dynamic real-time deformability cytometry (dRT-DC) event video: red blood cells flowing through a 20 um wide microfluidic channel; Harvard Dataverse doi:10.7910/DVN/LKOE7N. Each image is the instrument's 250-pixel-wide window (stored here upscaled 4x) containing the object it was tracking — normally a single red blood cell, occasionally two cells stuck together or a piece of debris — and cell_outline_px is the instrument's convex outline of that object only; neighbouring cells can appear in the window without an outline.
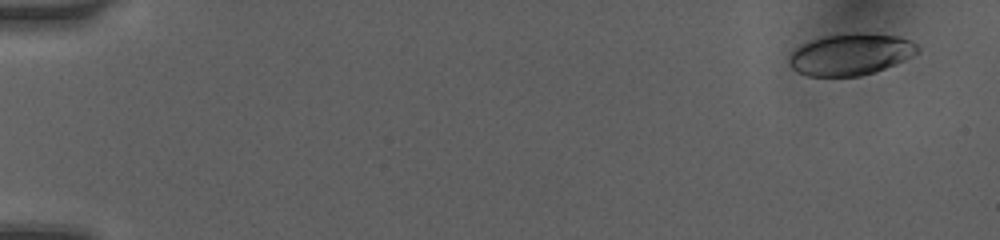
{"species": "human", "species_latin": "Homo sapiens", "temperature_condition": "room temperature", "stored_images_in_passage": 7, "camera_frame_rate_fps": 3000, "um_per_image_px": 0.085, "donor": {"sex": "female"}, "frame": {"image": 1, "passage_image": 1, "time_ms": 0.0, "image_size_px": [1000, 240], "cell_outline_px": [[920, 52], [896, 64], [860, 76], [808, 76], [796, 72], [788, 64], [788, 60], [792, 52], [796, 48], [812, 40], [828, 36], [856, 32], [864, 32], [900, 36], [916, 44], [920, 48]], "centroid_in_image_um": [72.32, 4.62], "position_along_channel_um": 12.7, "area_um2": 31.1}}
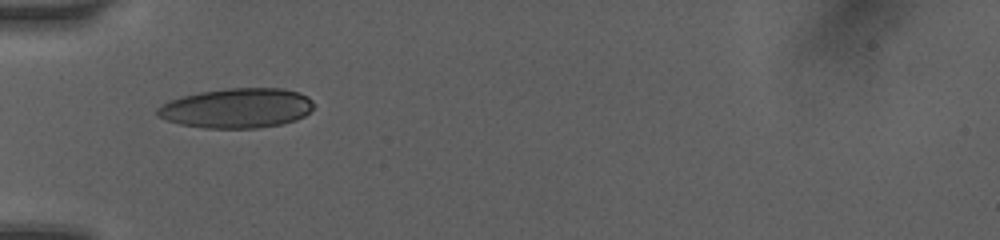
{"frame": {"image": 2, "passage_image": 6, "time_ms": 5.0, "image_size_px": [1000, 240], "cell_outline_px": [[312, 108], [304, 116], [296, 120], [280, 124], [256, 128], [204, 128], [180, 124], [156, 116], [156, 108], [180, 96], [200, 92], [228, 88], [284, 88], [300, 92], [308, 96], [312, 100]], "centroid_in_image_um": [20.14, 9.18], "position_along_channel_um": 64.9, "area_um2": 36.24}}